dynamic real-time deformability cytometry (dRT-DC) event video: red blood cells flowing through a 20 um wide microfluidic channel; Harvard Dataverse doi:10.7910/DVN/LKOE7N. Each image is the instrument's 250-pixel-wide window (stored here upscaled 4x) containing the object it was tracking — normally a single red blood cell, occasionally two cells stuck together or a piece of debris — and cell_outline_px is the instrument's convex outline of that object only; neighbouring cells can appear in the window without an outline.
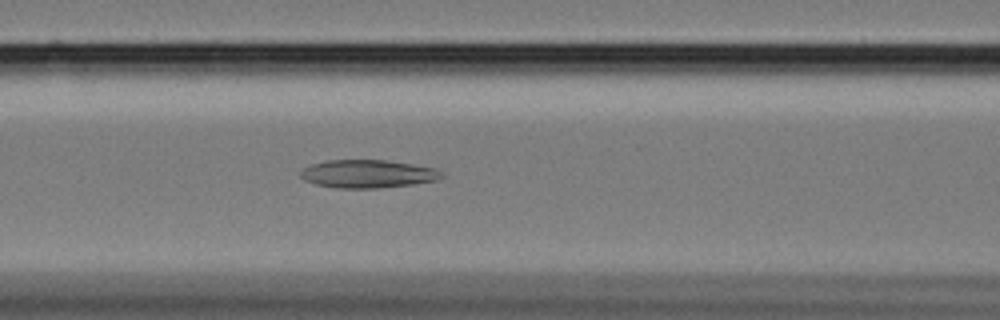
{"species": "Egyptian fruit bat (a non-hibernating species)", "species_latin": "Rousettus aegyptiacus", "temperature_condition": "cold", "stored_images_in_passage": 36, "camera_frame_rate_fps": 3000, "um_per_image_px": 0.085, "animal": {"sex": "female"}, "frame": {"image": 1, "passage_image": 10, "time_ms": 3.0, "image_size_px": [1000, 320], "cell_outline_px": [[444, 176], [436, 180], [412, 184], [376, 188], [340, 188], [316, 184], [300, 176], [300, 172], [304, 168], [312, 164], [328, 160], [388, 160], [436, 168], [444, 172]], "centroid_in_image_um": [31.31, 14.77], "position_along_channel_um": 135.3, "area_um2": 22.89}}
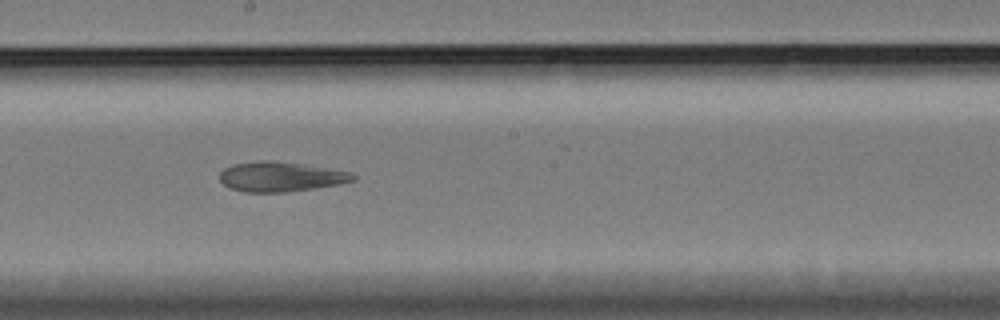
{"frame": {"image": 2, "passage_image": 18, "time_ms": 5.667, "image_size_px": [1000, 320], "cell_outline_px": [[356, 180], [336, 184], [288, 192], [244, 192], [232, 188], [224, 184], [220, 180], [220, 172], [224, 168], [232, 164], [264, 160], [272, 160], [352, 172], [356, 176]], "centroid_in_image_um": [23.83, 15.02], "position_along_channel_um": 224.4, "area_um2": 22.83}}
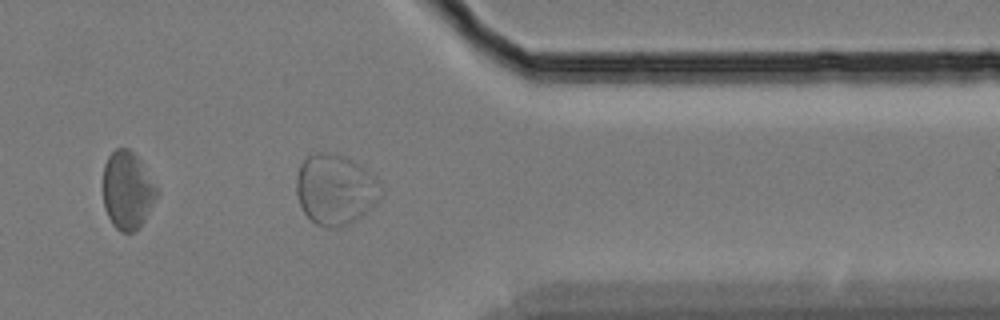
{"frame": {"image": 3, "passage_image": 33, "time_ms": 10.667, "image_size_px": [1000, 320], "cell_outline_px": [[380, 200], [360, 216], [348, 224], [340, 228], [324, 228], [316, 224], [304, 212], [300, 204], [296, 192], [296, 176], [300, 164], [308, 156], [316, 152], [332, 152], [344, 156], [364, 168], [376, 180], [380, 196]], "centroid_in_image_um": [28.44, 16.11], "position_along_channel_um": 383.0, "area_um2": 34.33}, "authors_computed_cell_mechanics": {"area_um2": 23.5535, "velocity_mm_per_s": 3.3446, "shape_relaxation_time_tau1_ms": null, "shape_relaxation_time_tau2_ms": 1.4524, "deformation_change_tau1": null, "deformation_change_tau2": 0.0541}}